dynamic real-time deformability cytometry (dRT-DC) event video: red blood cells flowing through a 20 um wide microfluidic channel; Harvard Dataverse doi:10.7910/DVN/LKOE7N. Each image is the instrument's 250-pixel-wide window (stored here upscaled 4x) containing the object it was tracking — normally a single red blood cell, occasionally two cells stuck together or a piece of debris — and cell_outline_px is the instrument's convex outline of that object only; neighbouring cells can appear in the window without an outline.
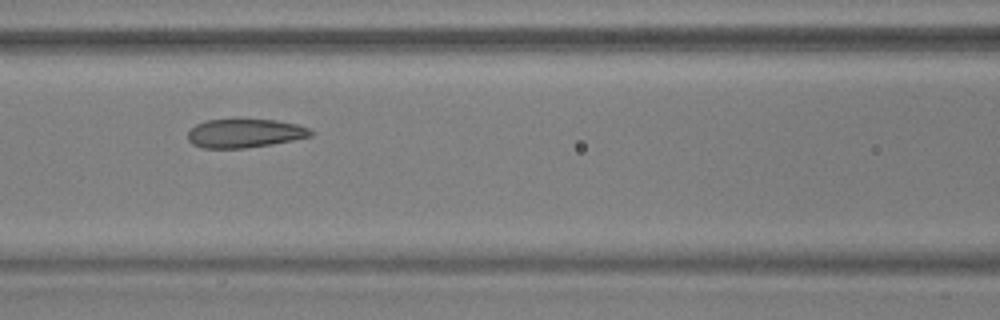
{"species": "common noctule bat (a hibernating species)", "species_latin": "Nyctalus noctula", "temperature_condition": "warm", "stored_images_in_passage": 11, "camera_frame_rate_fps": 3000, "um_per_image_px": 0.085, "animal": {"sex": "male", "body_mass_g": 17.9, "forearm_length_mm": 54.2}, "frame": {"image": 1, "passage_image": 7, "time_ms": 2.0, "image_size_px": [1000, 320], "cell_outline_px": [[312, 136], [272, 144], [244, 148], [204, 148], [192, 144], [188, 140], [188, 132], [196, 124], [204, 120], [276, 120], [296, 124], [308, 128], [312, 132]], "centroid_in_image_um": [20.78, 11.33], "position_along_channel_um": 145.8, "area_um2": 20.35}}